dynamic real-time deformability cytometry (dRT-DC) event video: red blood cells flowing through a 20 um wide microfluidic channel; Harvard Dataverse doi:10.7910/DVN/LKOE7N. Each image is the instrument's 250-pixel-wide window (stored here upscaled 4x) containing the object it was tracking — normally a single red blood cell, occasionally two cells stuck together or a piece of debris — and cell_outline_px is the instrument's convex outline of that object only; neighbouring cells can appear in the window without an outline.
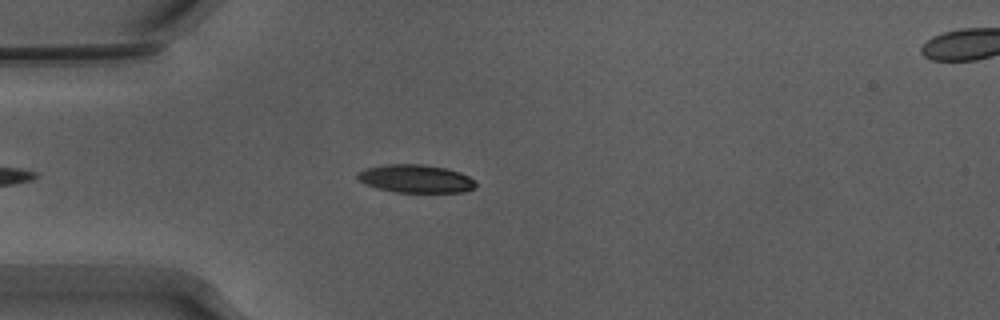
{"species": "Egyptian fruit bat (a non-hibernating species)", "species_latin": "Rousettus aegyptiacus", "temperature_condition": "warm", "stored_images_in_passage": 42, "camera_frame_rate_fps": 3000, "um_per_image_px": 0.085, "animal": {"sex": "male"}, "frame": {"image": 1, "passage_image": 7, "time_ms": 2.0, "image_size_px": [1000, 320], "cell_outline_px": [[476, 188], [464, 192], [396, 192], [376, 188], [360, 180], [356, 176], [356, 172], [368, 168], [388, 164], [424, 164], [444, 168], [460, 172], [468, 176], [476, 184]], "centroid_in_image_um": [35.35, 15.19], "position_along_channel_um": 49.7, "area_um2": 19.19}}
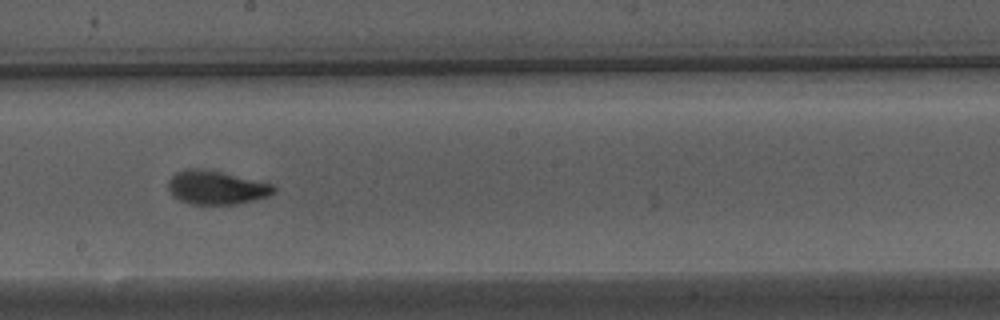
{"frame": {"image": 2, "passage_image": 22, "time_ms": 7.0, "image_size_px": [1000, 320], "cell_outline_px": [[276, 192], [268, 196], [256, 200], [236, 204], [192, 204], [180, 200], [172, 196], [168, 188], [168, 180], [176, 172], [192, 168], [220, 172], [272, 184], [276, 188]], "centroid_in_image_um": [18.39, 15.96], "position_along_channel_um": 229.8, "area_um2": 20.46}}
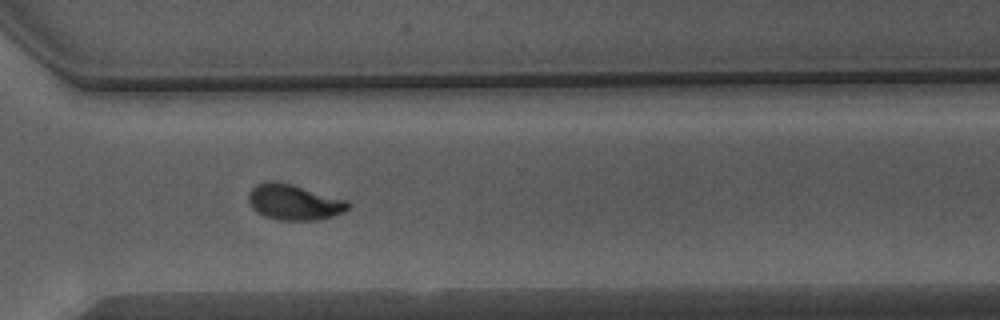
{"frame": {"image": 3, "passage_image": 31, "time_ms": 10.0, "image_size_px": [1000, 320], "cell_outline_px": [[348, 208], [344, 212], [320, 220], [276, 220], [264, 216], [256, 212], [252, 208], [248, 200], [248, 192], [256, 184], [264, 180], [276, 180], [292, 184], [348, 200]], "centroid_in_image_um": [24.95, 17.17], "position_along_channel_um": 345.7, "area_um2": 20.98}, "authors_computed_cell_mechanics": {"area_um2": 20.2878, "velocity_mm_per_s": 3.8663, "shape_relaxation_time_tau1_ms": 2.962, "shape_relaxation_time_tau2_ms": 1.199, "deformation_change_tau1": 0.1534, "deformation_change_tau2": 0.0725}}